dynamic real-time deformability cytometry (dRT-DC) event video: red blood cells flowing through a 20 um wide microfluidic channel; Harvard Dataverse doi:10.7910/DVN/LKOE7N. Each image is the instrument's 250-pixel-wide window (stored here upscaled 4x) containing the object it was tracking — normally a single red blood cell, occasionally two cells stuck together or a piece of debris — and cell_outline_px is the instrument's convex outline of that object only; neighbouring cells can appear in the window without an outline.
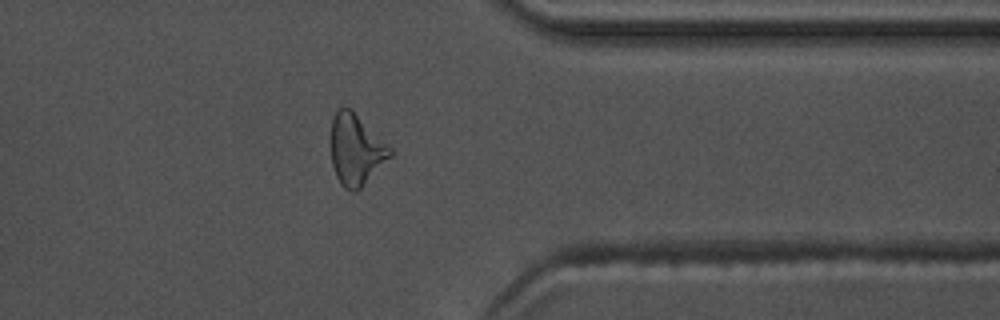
{"species": "common noctule bat (a hibernating species)", "species_latin": "Nyctalus noctula", "temperature_condition": "warm", "stored_images_in_passage": 38, "camera_frame_rate_fps": 3000, "um_per_image_px": 0.085, "animal": {"sex": "male", "body_mass_g": 17.5, "forearm_length_mm": 52.3}, "frame": {"image": 1, "passage_image": 27, "time_ms": 8.667, "image_size_px": [1000, 320], "cell_outline_px": [[392, 156], [360, 188], [352, 192], [344, 188], [340, 184], [336, 176], [332, 164], [328, 144], [332, 116], [340, 108], [352, 108], [392, 148]], "centroid_in_image_um": [30.21, 12.69], "position_along_channel_um": 381.2, "area_um2": 25.09}, "authors_computed_cell_mechanics": {"area_um2": 23.4957, "velocity_mm_per_s": 3.7446, "shape_relaxation_time_tau1_ms": null, "shape_relaxation_time_tau2_ms": 2.5084, "deformation_change_tau1": null, "deformation_change_tau2": 0.1262}}